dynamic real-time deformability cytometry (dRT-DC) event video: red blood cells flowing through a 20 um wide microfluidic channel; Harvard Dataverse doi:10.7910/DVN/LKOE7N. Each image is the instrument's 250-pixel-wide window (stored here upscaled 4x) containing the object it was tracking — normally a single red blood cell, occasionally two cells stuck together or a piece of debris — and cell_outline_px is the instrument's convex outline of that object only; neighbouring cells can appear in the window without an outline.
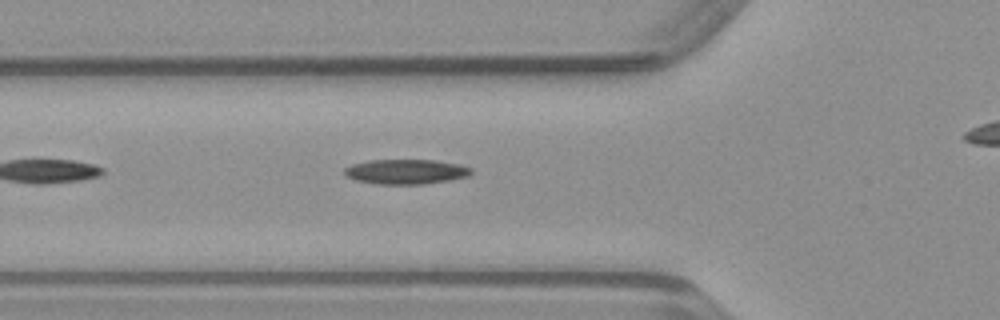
{"species": "common noctule bat (a hibernating species)", "species_latin": "Nyctalus noctula", "temperature_condition": "warm", "stored_images_in_passage": 26, "camera_frame_rate_fps": 3000, "um_per_image_px": 0.085, "animal": {"sex": "male", "body_mass_g": 23.1, "forearm_length_mm": 52.7}, "frame": {"image": 1, "passage_image": 3, "time_ms": 0.667, "image_size_px": [1000, 320], "cell_outline_px": [[472, 172], [468, 176], [448, 180], [424, 184], [372, 184], [356, 180], [344, 176], [344, 168], [352, 164], [368, 160], [432, 160], [460, 164], [472, 168]], "centroid_in_image_um": [34.46, 14.59], "position_along_channel_um": 91.3, "area_um2": 18.44}}
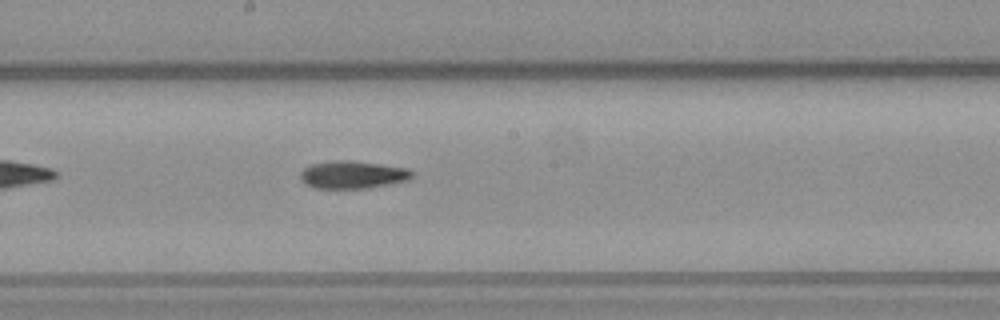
{"frame": {"image": 2, "passage_image": 12, "time_ms": 3.667, "image_size_px": [1000, 320], "cell_outline_px": [[412, 176], [408, 180], [368, 188], [312, 188], [304, 184], [300, 180], [300, 172], [304, 168], [312, 164], [336, 160], [344, 160], [380, 164], [408, 168], [412, 172]], "centroid_in_image_um": [29.93, 14.86], "position_along_channel_um": 218.3, "area_um2": 17.92}}
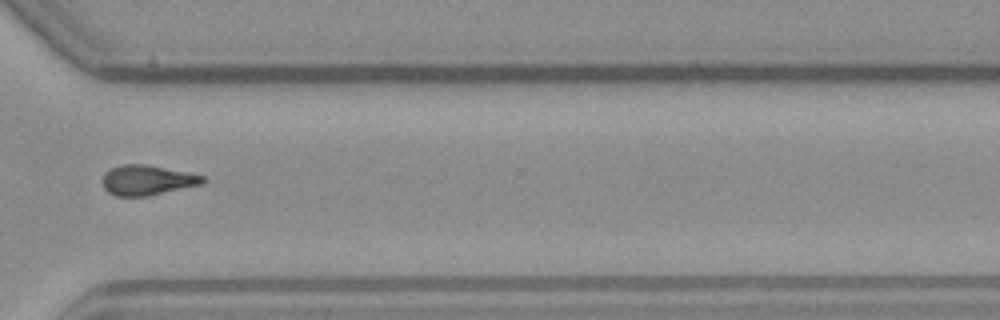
{"frame": {"image": 3, "passage_image": 22, "time_ms": 7.0, "image_size_px": [1000, 320], "cell_outline_px": [[208, 180], [204, 184], [148, 196], [116, 196], [108, 192], [104, 188], [104, 172], [120, 164], [144, 164], [204, 176]], "centroid_in_image_um": [12.53, 15.32], "position_along_channel_um": 358.1, "area_um2": 17.46}}